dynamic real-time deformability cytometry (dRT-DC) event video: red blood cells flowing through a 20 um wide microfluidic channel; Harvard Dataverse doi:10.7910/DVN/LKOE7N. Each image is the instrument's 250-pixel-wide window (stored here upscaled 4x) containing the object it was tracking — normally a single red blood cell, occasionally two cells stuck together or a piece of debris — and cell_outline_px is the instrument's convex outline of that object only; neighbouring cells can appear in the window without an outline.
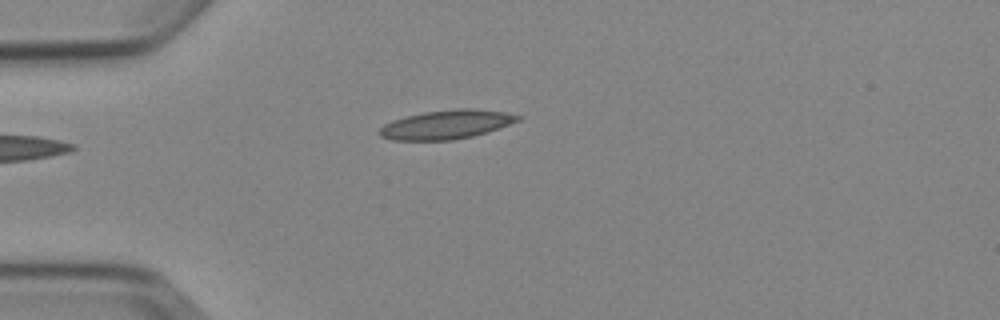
{"species": "Egyptian fruit bat (a non-hibernating species)", "species_latin": "Rousettus aegyptiacus", "temperature_condition": "cold", "stored_images_in_passage": 7, "camera_frame_rate_fps": 3000, "um_per_image_px": 0.085, "animal": {"sex": "female"}, "frame": {"image": 1, "passage_image": 4, "time_ms": 4.333, "image_size_px": [1000, 320], "cell_outline_px": [[524, 116], [520, 120], [488, 132], [472, 136], [452, 140], [392, 140], [380, 136], [376, 132], [384, 124], [392, 120], [424, 112], [456, 108], [472, 108], [504, 112]], "centroid_in_image_um": [37.94, 10.58], "position_along_channel_um": 47.1, "area_um2": 23.41}}
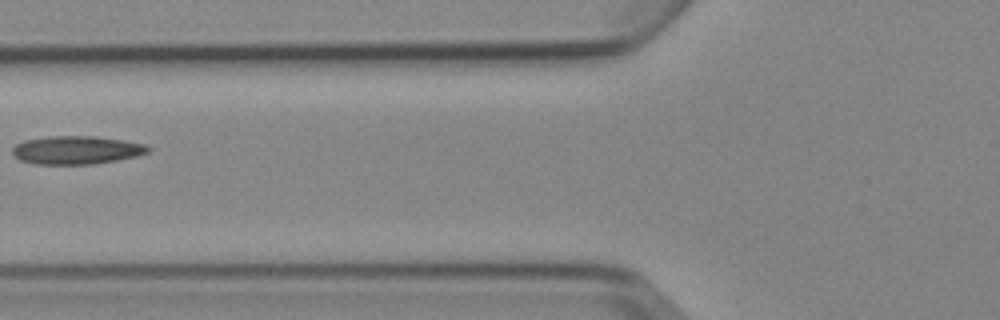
{"frame": {"image": 2, "passage_image": 6, "time_ms": 6.667, "image_size_px": [1000, 320], "cell_outline_px": [[152, 148], [148, 152], [136, 156], [116, 160], [92, 164], [32, 164], [20, 160], [12, 156], [12, 148], [16, 144], [24, 140], [48, 136], [96, 136], [144, 144]], "centroid_in_image_um": [6.44, 12.75], "position_along_channel_um": 119.4, "area_um2": 22.37}}
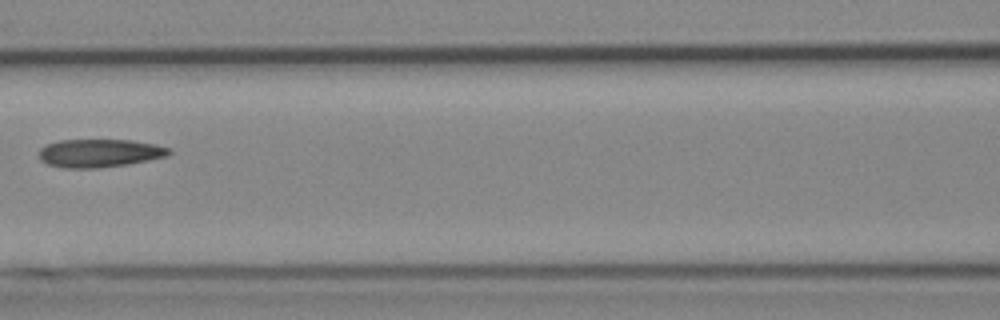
{"frame": {"image": 3, "passage_image": 7, "time_ms": 7.667, "image_size_px": [1000, 320], "cell_outline_px": [[172, 152], [168, 156], [128, 164], [100, 168], [64, 168], [48, 164], [40, 160], [40, 148], [44, 144], [60, 140], [132, 140], [156, 144], [172, 148]], "centroid_in_image_um": [8.48, 13.01], "position_along_channel_um": 158.1, "area_um2": 21.56}}